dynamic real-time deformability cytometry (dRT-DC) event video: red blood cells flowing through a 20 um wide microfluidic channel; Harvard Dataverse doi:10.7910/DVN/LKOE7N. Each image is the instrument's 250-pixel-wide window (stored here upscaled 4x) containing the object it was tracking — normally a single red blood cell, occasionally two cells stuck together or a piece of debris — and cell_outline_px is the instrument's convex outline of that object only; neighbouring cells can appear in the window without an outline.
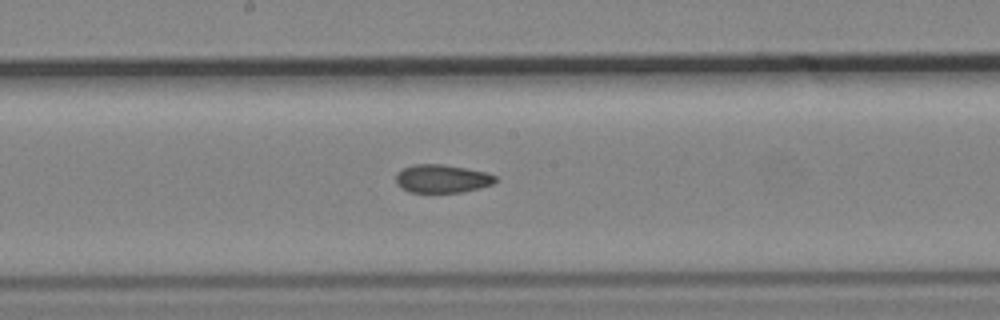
{"species": "common noctule bat (a hibernating species)", "species_latin": "Nyctalus noctula", "temperature_condition": "cold", "stored_images_in_passage": 10, "camera_frame_rate_fps": 3000, "um_per_image_px": 0.085, "animal": {"sex": "male", "body_mass_g": 19.2, "forearm_length_mm": 51.8}, "frame": {"image": 1, "passage_image": 10, "time_ms": 11.333, "image_size_px": [1000, 320], "cell_outline_px": [[496, 180], [492, 184], [480, 188], [460, 192], [408, 192], [400, 188], [396, 184], [396, 172], [412, 164], [440, 164], [464, 168], [484, 172], [496, 176]], "centroid_in_image_um": [37.51, 15.19], "position_along_channel_um": 210.7, "area_um2": 16.3}}